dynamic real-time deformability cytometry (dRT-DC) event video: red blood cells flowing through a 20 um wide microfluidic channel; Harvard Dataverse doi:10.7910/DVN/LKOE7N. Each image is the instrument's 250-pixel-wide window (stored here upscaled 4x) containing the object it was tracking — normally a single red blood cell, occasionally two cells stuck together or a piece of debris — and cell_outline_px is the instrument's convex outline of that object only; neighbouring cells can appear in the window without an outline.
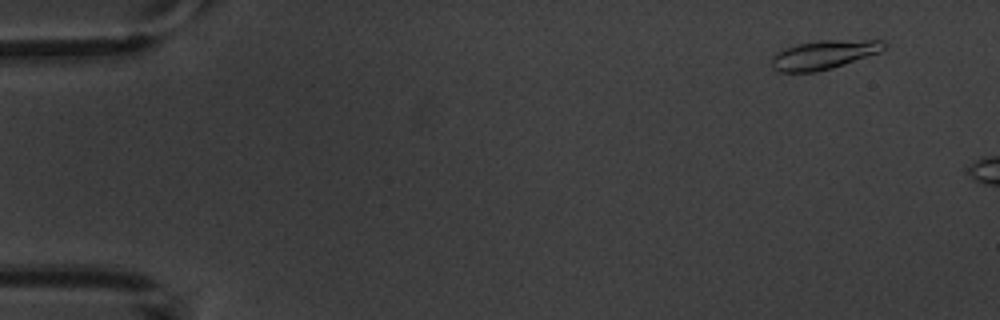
{"species": "common noctule bat (a hibernating species)", "species_latin": "Nyctalus noctula", "temperature_condition": "warm", "stored_images_in_passage": 5, "camera_frame_rate_fps": 3000, "um_per_image_px": 0.085, "animal": {"sex": "male", "body_mass_g": 20.1, "forearm_length_mm": 53.5}, "frame": {"image": 1, "passage_image": 2, "time_ms": 1.0, "image_size_px": [1000, 320], "cell_outline_px": [[888, 44], [880, 52], [832, 68], [816, 72], [776, 72], [772, 68], [772, 56], [776, 52], [784, 48], [796, 44], [820, 40], [884, 40]], "centroid_in_image_um": [70.0, 4.65], "position_along_channel_um": 15.0, "area_um2": 19.07}}